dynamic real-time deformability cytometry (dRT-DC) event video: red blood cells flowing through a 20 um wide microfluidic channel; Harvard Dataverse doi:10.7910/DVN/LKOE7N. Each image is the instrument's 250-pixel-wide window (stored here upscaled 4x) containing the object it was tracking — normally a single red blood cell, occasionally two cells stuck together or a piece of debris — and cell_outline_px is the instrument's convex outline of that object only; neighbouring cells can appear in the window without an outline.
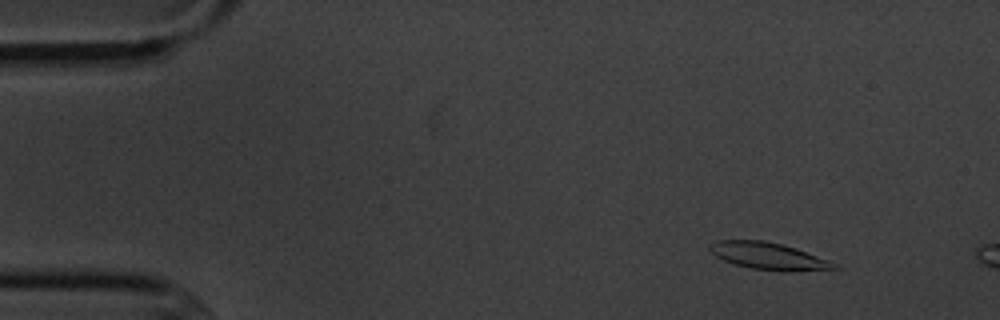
{"species": "common noctule bat (a hibernating species)", "species_latin": "Nyctalus noctula", "temperature_condition": "cold", "stored_images_in_passage": 3, "camera_frame_rate_fps": 3000, "um_per_image_px": 0.085, "animal": {"sex": "male", "body_mass_g": 20.1, "forearm_length_mm": 53.5}, "frame": {"image": 1, "passage_image": 1, "time_ms": 0.0, "image_size_px": [1000, 320], "cell_outline_px": [[840, 268], [788, 272], [784, 272], [752, 268], [732, 264], [716, 256], [708, 248], [708, 244], [716, 240], [764, 240], [796, 248], [840, 264]], "centroid_in_image_um": [65.34, 21.77], "position_along_channel_um": 19.7, "area_um2": 19.77}}